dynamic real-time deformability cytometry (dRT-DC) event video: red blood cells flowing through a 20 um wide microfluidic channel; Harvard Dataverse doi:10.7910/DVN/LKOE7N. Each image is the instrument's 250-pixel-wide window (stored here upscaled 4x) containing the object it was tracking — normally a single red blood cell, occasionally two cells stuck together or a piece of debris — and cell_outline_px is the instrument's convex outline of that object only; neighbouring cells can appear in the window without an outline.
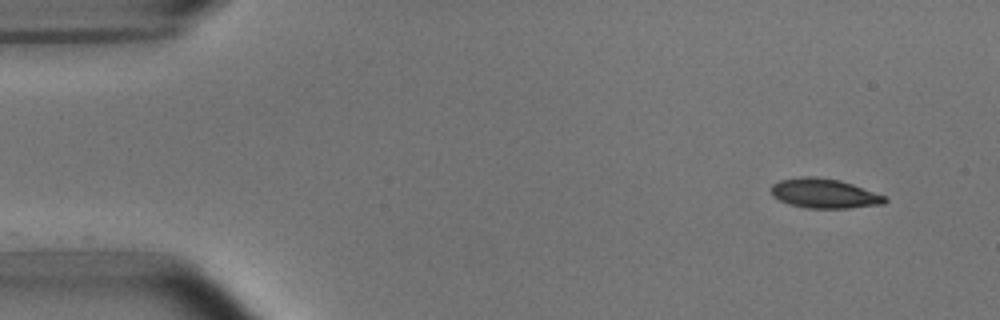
{"species": "common noctule bat (a hibernating species)", "species_latin": "Nyctalus noctula", "temperature_condition": "room temperature", "stored_images_in_passage": 14, "camera_frame_rate_fps": 3000, "um_per_image_px": 0.085, "animal": {"sex": "male", "body_mass_g": 15.6}, "frame": {"image": 1, "passage_image": 1, "time_ms": 0.0, "image_size_px": [1000, 320], "cell_outline_px": [[888, 200], [884, 204], [848, 208], [804, 208], [788, 204], [772, 196], [772, 184], [780, 180], [800, 176], [816, 176], [840, 180], [852, 184], [884, 196]], "centroid_in_image_um": [70.03, 16.44], "position_along_channel_um": 15.0, "area_um2": 19.59}}
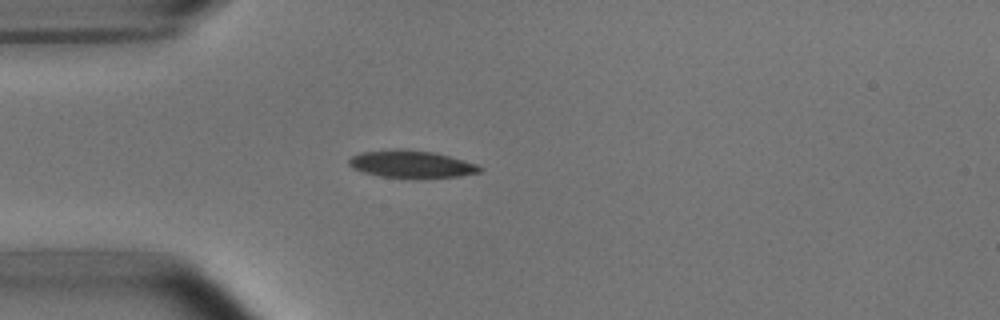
{"frame": {"image": 2, "passage_image": 11, "time_ms": 3.333, "image_size_px": [1000, 320], "cell_outline_px": [[484, 168], [480, 172], [460, 176], [420, 180], [408, 180], [380, 176], [364, 172], [352, 168], [348, 164], [348, 160], [352, 156], [360, 152], [396, 148], [400, 148], [432, 152], [448, 156], [476, 164]], "centroid_in_image_um": [34.95, 13.98], "position_along_channel_um": 50.1, "area_um2": 21.56}}